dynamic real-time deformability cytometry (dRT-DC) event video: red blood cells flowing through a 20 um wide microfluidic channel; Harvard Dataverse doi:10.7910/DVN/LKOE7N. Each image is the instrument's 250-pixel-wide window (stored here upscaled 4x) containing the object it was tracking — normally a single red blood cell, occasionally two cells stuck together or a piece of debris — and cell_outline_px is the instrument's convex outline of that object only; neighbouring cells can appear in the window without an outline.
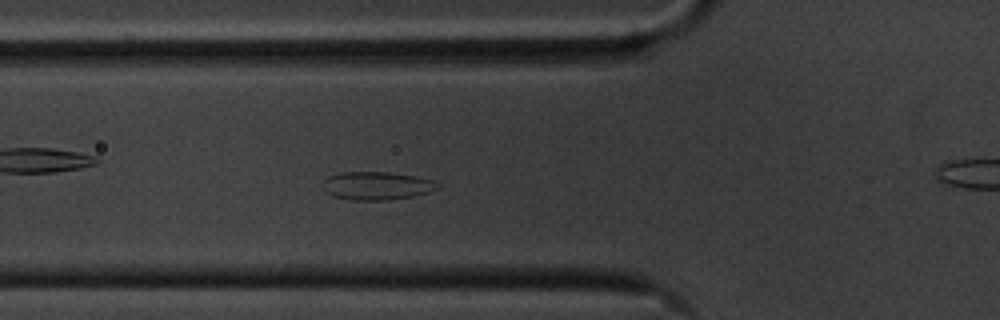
{"species": "common noctule bat (a hibernating species)", "species_latin": "Nyctalus noctula", "temperature_condition": "cold", "stored_images_in_passage": 46, "camera_frame_rate_fps": 3000, "um_per_image_px": 0.085, "animal": {"sex": "male", "body_mass_g": 20.1, "forearm_length_mm": 53.5}, "frame": {"image": 1, "passage_image": 8, "time_ms": 2.333, "image_size_px": [1000, 320], "cell_outline_px": [[440, 188], [428, 192], [412, 196], [388, 200], [352, 200], [332, 196], [328, 192], [324, 180], [328, 176], [340, 172], [392, 172], [416, 176], [432, 180], [440, 184]], "centroid_in_image_um": [32.07, 15.78], "position_along_channel_um": 93.7, "area_um2": 18.73}}
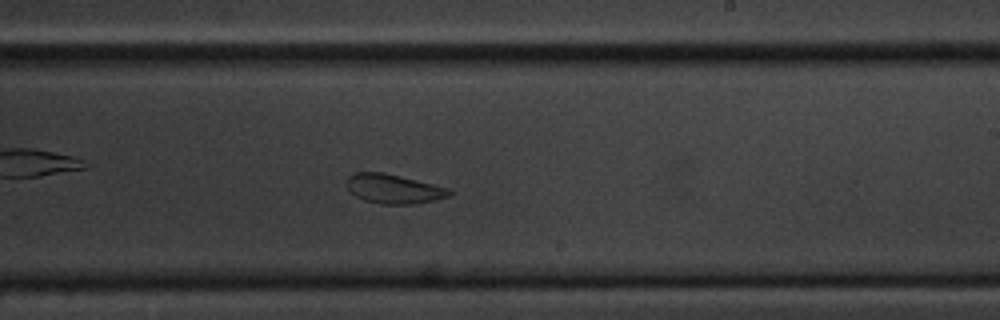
{"frame": {"image": 2, "passage_image": 22, "time_ms": 7.0, "image_size_px": [1000, 320], "cell_outline_px": [[452, 192], [448, 196], [436, 200], [416, 204], [380, 204], [364, 200], [356, 196], [348, 188], [348, 176], [352, 172], [384, 172], [448, 188]], "centroid_in_image_um": [33.45, 16.05], "position_along_channel_um": 255.5, "area_um2": 17.4}}
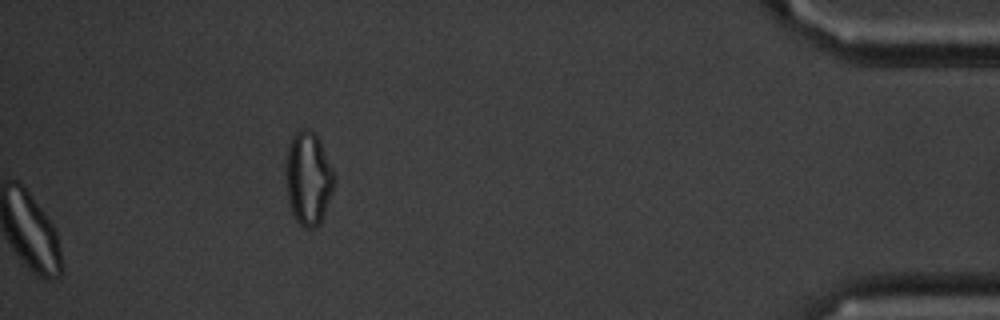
{"frame": {"image": 3, "passage_image": 46, "time_ms": 15.0, "image_size_px": [1000, 320], "cell_outline_px": [[336, 180], [332, 192], [320, 224], [316, 228], [304, 228], [296, 220], [292, 212], [288, 200], [288, 144], [292, 136], [300, 128], [308, 128], [320, 140], [336, 172]], "centroid_in_image_um": [26.27, 15.15], "position_along_channel_um": 408.9, "area_um2": 26.13}, "authors_computed_cell_mechanics": {"area_um2": 19.363, "velocity_mm_per_s": 3.4612, "shape_relaxation_time_tau1_ms": null, "shape_relaxation_time_tau2_ms": 3.2023, "deformation_change_tau1": null, "deformation_change_tau2": 0.0589}}